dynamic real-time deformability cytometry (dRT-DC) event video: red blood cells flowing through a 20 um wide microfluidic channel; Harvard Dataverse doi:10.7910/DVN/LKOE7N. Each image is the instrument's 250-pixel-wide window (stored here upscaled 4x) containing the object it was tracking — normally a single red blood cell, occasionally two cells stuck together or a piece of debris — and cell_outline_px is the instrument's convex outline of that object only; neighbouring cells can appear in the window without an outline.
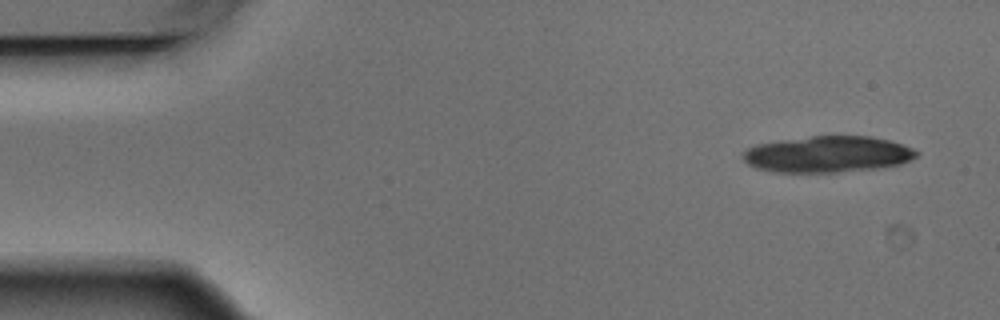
{"species": "Egyptian fruit bat (a non-hibernating species)", "species_latin": "Rousettus aegyptiacus", "temperature_condition": "warm", "stored_images_in_passage": 6, "camera_frame_rate_fps": 3000, "um_per_image_px": 0.085, "animal": {"sex": "male"}, "frame": {"image": 1, "passage_image": 1, "time_ms": 0.0, "image_size_px": [1000, 320], "cell_outline_px": [[920, 152], [912, 160], [900, 164], [884, 168], [836, 172], [772, 172], [756, 168], [748, 164], [740, 156], [740, 152], [756, 144], [780, 140], [812, 136], [872, 136], [888, 140], [912, 148]], "centroid_in_image_um": [70.33, 13.12], "position_along_channel_um": 14.7, "area_um2": 37.05}}
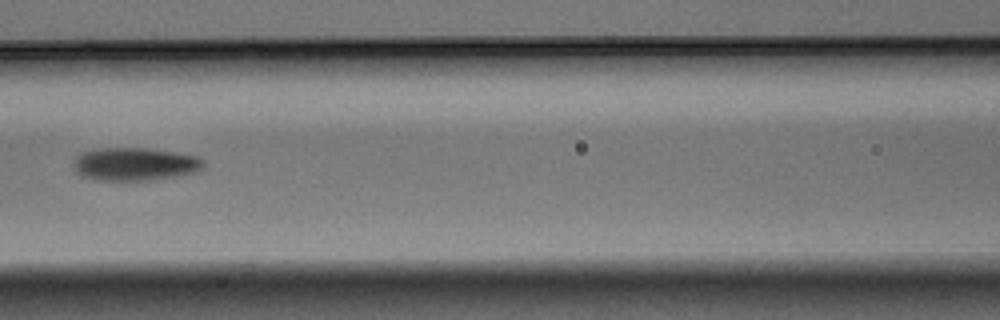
{"frame": {"image": 2, "passage_image": 5, "time_ms": 1.333, "image_size_px": [1000, 320], "cell_outline_px": [[204, 168], [200, 172], [180, 176], [152, 180], [96, 180], [84, 176], [76, 172], [76, 156], [84, 152], [100, 148], [144, 148], [176, 152], [196, 156], [204, 160]], "centroid_in_image_um": [11.56, 13.96], "position_along_channel_um": 155.0, "area_um2": 25.03}}
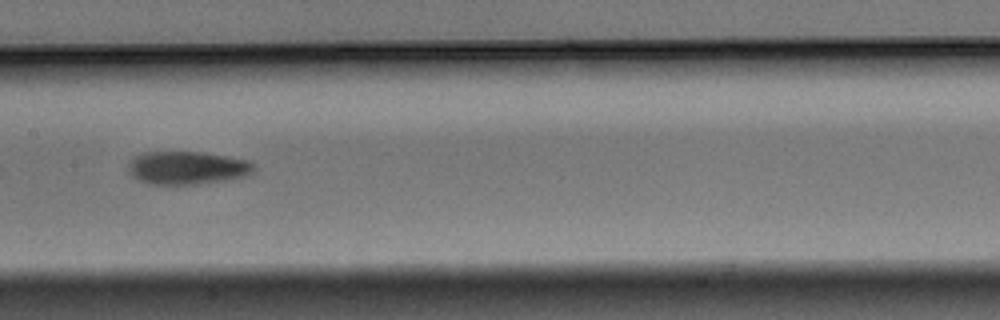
{"frame": {"image": 3, "passage_image": 6, "time_ms": 1.667, "image_size_px": [1000, 320], "cell_outline_px": [[256, 168], [252, 172], [244, 176], [228, 180], [196, 184], [148, 184], [132, 176], [128, 172], [128, 164], [136, 156], [144, 152], [200, 152], [248, 160], [256, 164]], "centroid_in_image_um": [15.92, 14.27], "position_along_channel_um": 191.5, "area_um2": 24.16}}